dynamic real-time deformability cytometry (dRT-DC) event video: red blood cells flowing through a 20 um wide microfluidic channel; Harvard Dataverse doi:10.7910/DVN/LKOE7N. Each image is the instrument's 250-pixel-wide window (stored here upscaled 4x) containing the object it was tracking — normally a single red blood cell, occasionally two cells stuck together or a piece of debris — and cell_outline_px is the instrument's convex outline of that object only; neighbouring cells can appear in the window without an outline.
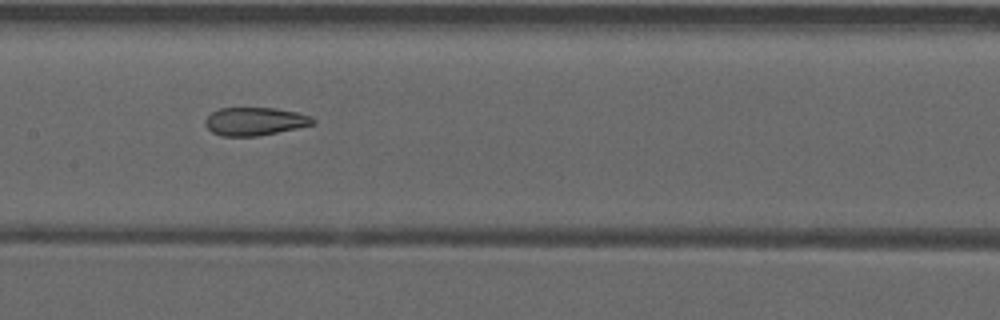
{"species": "common noctule bat (a hibernating species)", "species_latin": "Nyctalus noctula", "temperature_condition": "warm", "stored_images_in_passage": 37, "camera_frame_rate_fps": 3000, "um_per_image_px": 0.085, "animal": {"sex": "male", "forearm_length_mm": 52.5}, "frame": {"image": 1, "passage_image": 18, "time_ms": 5.667, "image_size_px": [1000, 320], "cell_outline_px": [[316, 124], [256, 136], [220, 136], [212, 132], [204, 124], [204, 120], [212, 112], [220, 108], [276, 108], [296, 112], [312, 116], [316, 120]], "centroid_in_image_um": [21.67, 10.31], "position_along_channel_um": 185.7, "area_um2": 17.63}}
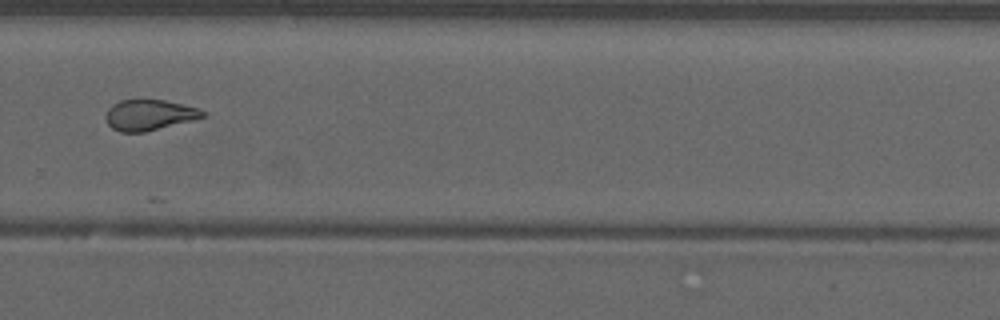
{"frame": {"image": 2, "passage_image": 28, "time_ms": 9.0, "image_size_px": [1000, 320], "cell_outline_px": [[204, 116], [192, 120], [144, 132], [120, 132], [112, 128], [108, 124], [104, 116], [108, 108], [112, 104], [120, 100], [164, 100], [196, 108], [204, 112]], "centroid_in_image_um": [12.6, 9.77], "position_along_channel_um": 317.2, "area_um2": 17.05}}